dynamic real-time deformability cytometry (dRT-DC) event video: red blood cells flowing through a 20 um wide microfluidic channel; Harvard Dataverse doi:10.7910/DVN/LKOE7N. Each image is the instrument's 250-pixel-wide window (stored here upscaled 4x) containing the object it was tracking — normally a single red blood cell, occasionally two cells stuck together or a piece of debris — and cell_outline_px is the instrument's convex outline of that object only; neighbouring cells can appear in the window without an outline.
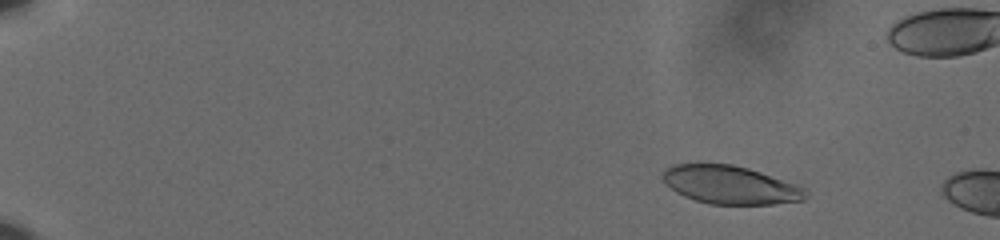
{"species": "human", "species_latin": "Homo sapiens", "temperature_condition": "cold", "stored_images_in_passage": 16, "camera_frame_rate_fps": 3000, "um_per_image_px": 0.085, "donor": {"sex": "male"}, "frame": {"image": 1, "passage_image": 10, "time_ms": 3.0, "image_size_px": [1000, 240], "cell_outline_px": [[808, 196], [804, 200], [772, 204], [708, 204], [684, 196], [676, 192], [664, 180], [664, 168], [672, 164], [732, 164], [748, 168], [760, 172], [804, 188], [808, 192]], "centroid_in_image_um": [62.07, 15.72], "position_along_channel_um": 22.9, "area_um2": 31.44}}